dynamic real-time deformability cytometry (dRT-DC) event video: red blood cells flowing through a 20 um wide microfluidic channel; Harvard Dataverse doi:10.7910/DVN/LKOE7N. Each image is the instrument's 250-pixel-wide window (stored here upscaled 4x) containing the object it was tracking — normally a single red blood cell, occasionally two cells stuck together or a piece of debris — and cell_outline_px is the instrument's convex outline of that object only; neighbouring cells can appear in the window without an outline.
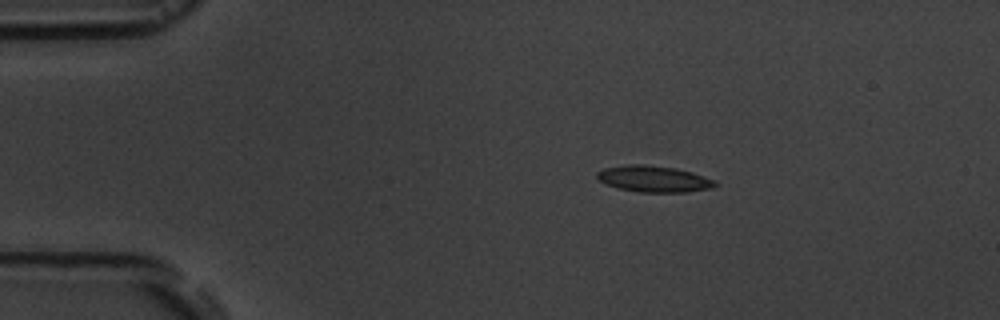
{"species": "common noctule bat (a hibernating species)", "species_latin": "Nyctalus noctula", "temperature_condition": "room temperature", "stored_images_in_passage": 6, "camera_frame_rate_fps": 3000, "um_per_image_px": 0.085, "animal": {"sex": "male", "body_mass_g": 19.5, "forearm_length_mm": 54.6}, "frame": {"image": 1, "passage_image": 1, "time_ms": 0.0, "image_size_px": [1000, 320], "cell_outline_px": [[720, 184], [712, 188], [684, 192], [640, 192], [616, 188], [600, 180], [596, 176], [596, 172], [604, 168], [628, 164], [644, 164], [676, 168], [692, 172], [712, 180]], "centroid_in_image_um": [55.56, 15.2], "position_along_channel_um": 29.4, "area_um2": 18.03}}
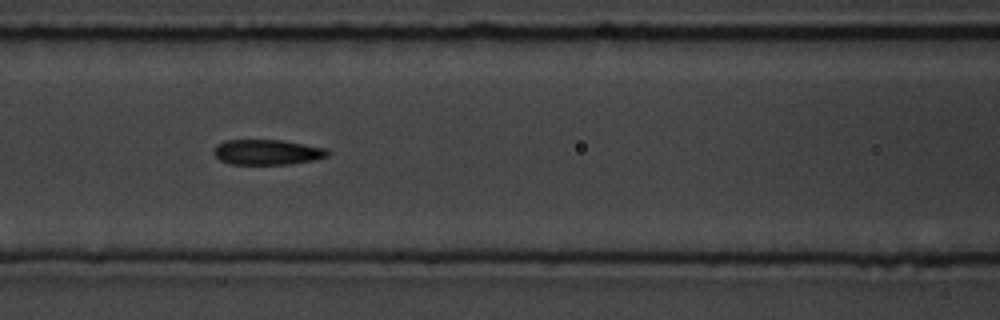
{"frame": {"image": 2, "passage_image": 5, "time_ms": 4.667, "image_size_px": [1000, 320], "cell_outline_px": [[332, 152], [328, 156], [316, 160], [288, 164], [228, 164], [220, 160], [212, 152], [216, 144], [224, 140], [280, 140], [328, 148]], "centroid_in_image_um": [22.73, 12.93], "position_along_channel_um": 143.9, "area_um2": 16.99}}
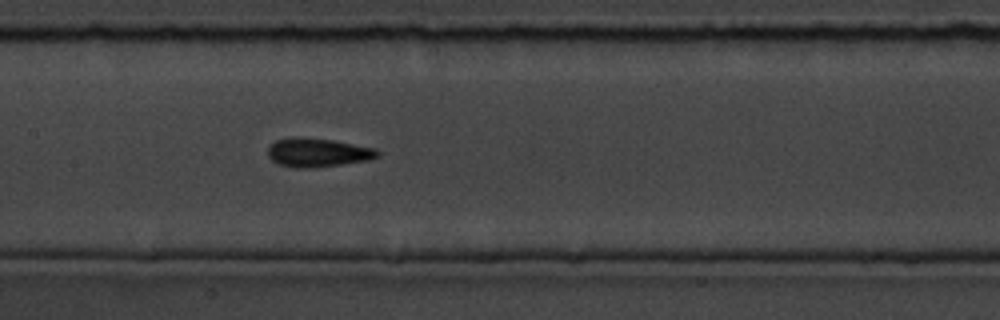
{"frame": {"image": 3, "passage_image": 6, "time_ms": 5.667, "image_size_px": [1000, 320], "cell_outline_px": [[380, 156], [368, 160], [312, 168], [296, 168], [280, 164], [272, 160], [268, 156], [268, 144], [276, 140], [288, 136], [296, 136], [332, 140], [376, 148], [380, 152]], "centroid_in_image_um": [26.98, 12.95], "position_along_channel_um": 180.4, "area_um2": 18.55}}